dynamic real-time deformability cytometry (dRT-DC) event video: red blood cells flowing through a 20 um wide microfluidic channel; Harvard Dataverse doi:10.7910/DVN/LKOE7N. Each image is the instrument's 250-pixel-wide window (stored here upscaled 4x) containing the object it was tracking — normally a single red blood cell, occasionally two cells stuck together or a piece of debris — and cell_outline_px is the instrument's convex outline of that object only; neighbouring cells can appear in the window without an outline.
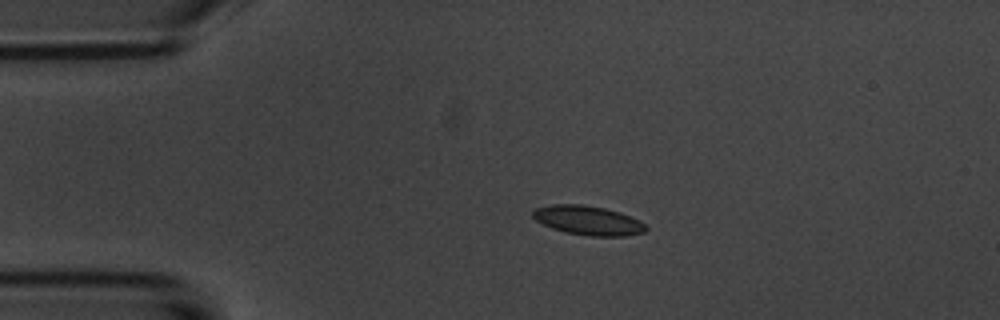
{"species": "common noctule bat (a hibernating species)", "species_latin": "Nyctalus noctula", "temperature_condition": "room temperature", "stored_images_in_passage": 3, "camera_frame_rate_fps": 3000, "um_per_image_px": 0.085, "animal": {"sex": "male", "body_mass_g": 20.1, "forearm_length_mm": 53.5}, "frame": {"image": 1, "passage_image": 2, "time_ms": 1.0, "image_size_px": [1000, 320], "cell_outline_px": [[648, 228], [644, 232], [624, 236], [588, 236], [564, 232], [552, 228], [536, 220], [532, 216], [532, 212], [536, 208], [552, 204], [580, 204], [604, 208], [620, 212], [644, 224]], "centroid_in_image_um": [49.95, 18.74], "position_along_channel_um": 35.0, "area_um2": 19.07}}